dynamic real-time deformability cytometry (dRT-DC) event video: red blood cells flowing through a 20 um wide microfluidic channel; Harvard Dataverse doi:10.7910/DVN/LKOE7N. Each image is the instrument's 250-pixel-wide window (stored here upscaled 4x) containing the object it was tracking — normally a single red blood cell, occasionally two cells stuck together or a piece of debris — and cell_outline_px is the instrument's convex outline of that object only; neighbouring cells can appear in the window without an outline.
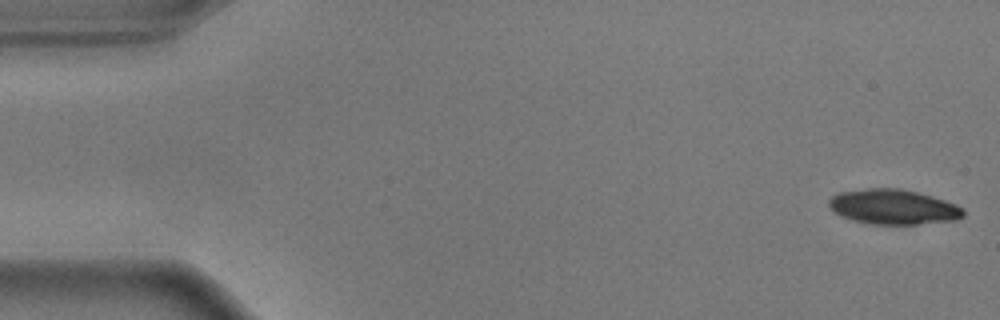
{"species": "common noctule bat (a hibernating species)", "species_latin": "Nyctalus noctula", "temperature_condition": "warm", "stored_images_in_passage": 55, "camera_frame_rate_fps": 3000, "um_per_image_px": 0.085, "animal": {"sex": "male", "body_mass_g": 17.9}, "frame": {"image": 1, "passage_image": 1, "time_ms": 0.0, "image_size_px": [1000, 320], "cell_outline_px": [[964, 216], [956, 220], [916, 224], [872, 224], [852, 220], [836, 212], [828, 204], [828, 200], [836, 192], [868, 188], [900, 188], [932, 196], [956, 204], [964, 208]], "centroid_in_image_um": [75.94, 17.57], "position_along_channel_um": 9.1, "area_um2": 27.34}}
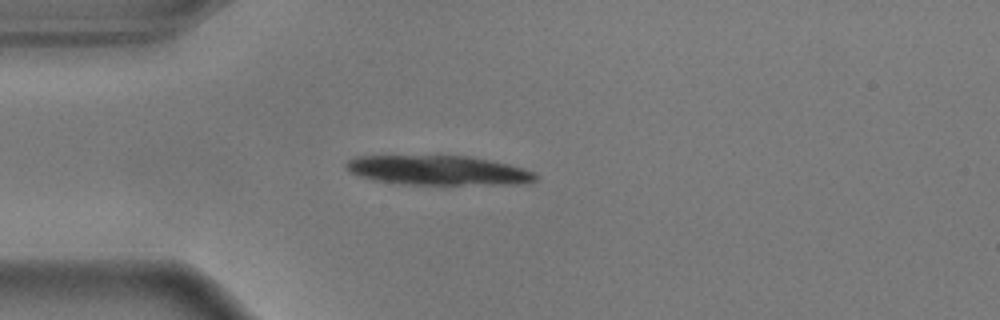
{"frame": {"image": 2, "passage_image": 14, "time_ms": 4.333, "image_size_px": [1000, 320], "cell_outline_px": [[540, 176], [536, 180], [524, 184], [408, 184], [376, 180], [360, 176], [348, 172], [344, 168], [344, 164], [348, 160], [356, 156], [468, 156], [492, 160], [524, 168], [536, 172]], "centroid_in_image_um": [37.28, 14.47], "position_along_channel_um": 47.7, "area_um2": 32.66}}